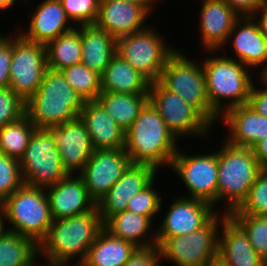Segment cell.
<instances>
[{
	"label": "cell",
	"mask_w": 267,
	"mask_h": 266,
	"mask_svg": "<svg viewBox=\"0 0 267 266\" xmlns=\"http://www.w3.org/2000/svg\"><path fill=\"white\" fill-rule=\"evenodd\" d=\"M179 141L163 118L148 102L125 132L124 148L131 164H147L157 171L169 167L179 149Z\"/></svg>",
	"instance_id": "6da1fadb"
},
{
	"label": "cell",
	"mask_w": 267,
	"mask_h": 266,
	"mask_svg": "<svg viewBox=\"0 0 267 266\" xmlns=\"http://www.w3.org/2000/svg\"><path fill=\"white\" fill-rule=\"evenodd\" d=\"M226 50L224 55L217 54L219 50H202L209 56L201 60L209 102L220 117L232 107L248 104L255 83L251 76L253 70L225 56Z\"/></svg>",
	"instance_id": "7a4b0ae2"
},
{
	"label": "cell",
	"mask_w": 267,
	"mask_h": 266,
	"mask_svg": "<svg viewBox=\"0 0 267 266\" xmlns=\"http://www.w3.org/2000/svg\"><path fill=\"white\" fill-rule=\"evenodd\" d=\"M85 102L61 71L47 68L38 90L25 102V115L36 129H49L78 118Z\"/></svg>",
	"instance_id": "3957f363"
},
{
	"label": "cell",
	"mask_w": 267,
	"mask_h": 266,
	"mask_svg": "<svg viewBox=\"0 0 267 266\" xmlns=\"http://www.w3.org/2000/svg\"><path fill=\"white\" fill-rule=\"evenodd\" d=\"M102 229L97 206L84 214L53 220L47 236L38 245L39 254L53 260L76 258L83 262Z\"/></svg>",
	"instance_id": "277c9868"
},
{
	"label": "cell",
	"mask_w": 267,
	"mask_h": 266,
	"mask_svg": "<svg viewBox=\"0 0 267 266\" xmlns=\"http://www.w3.org/2000/svg\"><path fill=\"white\" fill-rule=\"evenodd\" d=\"M218 150L217 205L223 213L238 209L247 199L251 186L262 170L252 148L237 147L222 139Z\"/></svg>",
	"instance_id": "5b68a950"
},
{
	"label": "cell",
	"mask_w": 267,
	"mask_h": 266,
	"mask_svg": "<svg viewBox=\"0 0 267 266\" xmlns=\"http://www.w3.org/2000/svg\"><path fill=\"white\" fill-rule=\"evenodd\" d=\"M177 49L167 60L158 82L167 90L178 94L194 106L213 126L220 116L211 108L202 62L192 60Z\"/></svg>",
	"instance_id": "8992f818"
},
{
	"label": "cell",
	"mask_w": 267,
	"mask_h": 266,
	"mask_svg": "<svg viewBox=\"0 0 267 266\" xmlns=\"http://www.w3.org/2000/svg\"><path fill=\"white\" fill-rule=\"evenodd\" d=\"M1 206L9 221L8 230L29 237L38 245L47 236L53 218L45 189L23 184Z\"/></svg>",
	"instance_id": "52a82bcc"
},
{
	"label": "cell",
	"mask_w": 267,
	"mask_h": 266,
	"mask_svg": "<svg viewBox=\"0 0 267 266\" xmlns=\"http://www.w3.org/2000/svg\"><path fill=\"white\" fill-rule=\"evenodd\" d=\"M227 215L220 210L202 228L166 239L158 247L162 261H171L175 266H209L218 262L219 230Z\"/></svg>",
	"instance_id": "ba28073f"
},
{
	"label": "cell",
	"mask_w": 267,
	"mask_h": 266,
	"mask_svg": "<svg viewBox=\"0 0 267 266\" xmlns=\"http://www.w3.org/2000/svg\"><path fill=\"white\" fill-rule=\"evenodd\" d=\"M151 27L116 39V52L150 83H154L178 48L171 47L163 34Z\"/></svg>",
	"instance_id": "9c48e42d"
},
{
	"label": "cell",
	"mask_w": 267,
	"mask_h": 266,
	"mask_svg": "<svg viewBox=\"0 0 267 266\" xmlns=\"http://www.w3.org/2000/svg\"><path fill=\"white\" fill-rule=\"evenodd\" d=\"M24 184L46 189L64 179L68 172L61 163L55 138L48 129H36L19 160Z\"/></svg>",
	"instance_id": "30bf717a"
},
{
	"label": "cell",
	"mask_w": 267,
	"mask_h": 266,
	"mask_svg": "<svg viewBox=\"0 0 267 266\" xmlns=\"http://www.w3.org/2000/svg\"><path fill=\"white\" fill-rule=\"evenodd\" d=\"M149 102L163 118L174 137L206 139L213 125L191 104L178 94L165 89L158 81L150 83Z\"/></svg>",
	"instance_id": "8fae6325"
},
{
	"label": "cell",
	"mask_w": 267,
	"mask_h": 266,
	"mask_svg": "<svg viewBox=\"0 0 267 266\" xmlns=\"http://www.w3.org/2000/svg\"><path fill=\"white\" fill-rule=\"evenodd\" d=\"M218 149L216 152L189 155L177 150L170 168L187 188L188 198L211 203L217 208Z\"/></svg>",
	"instance_id": "7c38bea8"
},
{
	"label": "cell",
	"mask_w": 267,
	"mask_h": 266,
	"mask_svg": "<svg viewBox=\"0 0 267 266\" xmlns=\"http://www.w3.org/2000/svg\"><path fill=\"white\" fill-rule=\"evenodd\" d=\"M16 33H12L9 87L26 102L38 90L47 69L46 48Z\"/></svg>",
	"instance_id": "4fadbf2b"
},
{
	"label": "cell",
	"mask_w": 267,
	"mask_h": 266,
	"mask_svg": "<svg viewBox=\"0 0 267 266\" xmlns=\"http://www.w3.org/2000/svg\"><path fill=\"white\" fill-rule=\"evenodd\" d=\"M179 195L171 203L165 217L156 230V243L159 247L169 237L187 235L205 226L218 212L204 200Z\"/></svg>",
	"instance_id": "5bb4252c"
},
{
	"label": "cell",
	"mask_w": 267,
	"mask_h": 266,
	"mask_svg": "<svg viewBox=\"0 0 267 266\" xmlns=\"http://www.w3.org/2000/svg\"><path fill=\"white\" fill-rule=\"evenodd\" d=\"M130 164L125 148L94 150L79 175L89 195L97 203L122 177Z\"/></svg>",
	"instance_id": "9a60e30c"
},
{
	"label": "cell",
	"mask_w": 267,
	"mask_h": 266,
	"mask_svg": "<svg viewBox=\"0 0 267 266\" xmlns=\"http://www.w3.org/2000/svg\"><path fill=\"white\" fill-rule=\"evenodd\" d=\"M157 172L147 164H130L122 177L96 203L102 223L126 210L129 199L147 187L158 176Z\"/></svg>",
	"instance_id": "2e32d148"
},
{
	"label": "cell",
	"mask_w": 267,
	"mask_h": 266,
	"mask_svg": "<svg viewBox=\"0 0 267 266\" xmlns=\"http://www.w3.org/2000/svg\"><path fill=\"white\" fill-rule=\"evenodd\" d=\"M228 44L235 53L233 57H227L241 62L249 69L256 71L258 67L260 69L267 64V39L254 16H243L235 22L226 44L219 52Z\"/></svg>",
	"instance_id": "e0dca14e"
},
{
	"label": "cell",
	"mask_w": 267,
	"mask_h": 266,
	"mask_svg": "<svg viewBox=\"0 0 267 266\" xmlns=\"http://www.w3.org/2000/svg\"><path fill=\"white\" fill-rule=\"evenodd\" d=\"M48 130L55 138L64 169L68 174H79L94 152L84 122L78 117Z\"/></svg>",
	"instance_id": "ac0fdd59"
},
{
	"label": "cell",
	"mask_w": 267,
	"mask_h": 266,
	"mask_svg": "<svg viewBox=\"0 0 267 266\" xmlns=\"http://www.w3.org/2000/svg\"><path fill=\"white\" fill-rule=\"evenodd\" d=\"M45 190L53 220L84 214L96 207L79 174H68Z\"/></svg>",
	"instance_id": "d6986e66"
},
{
	"label": "cell",
	"mask_w": 267,
	"mask_h": 266,
	"mask_svg": "<svg viewBox=\"0 0 267 266\" xmlns=\"http://www.w3.org/2000/svg\"><path fill=\"white\" fill-rule=\"evenodd\" d=\"M199 15L202 50H220L240 18L224 0H202Z\"/></svg>",
	"instance_id": "ffe728a7"
},
{
	"label": "cell",
	"mask_w": 267,
	"mask_h": 266,
	"mask_svg": "<svg viewBox=\"0 0 267 266\" xmlns=\"http://www.w3.org/2000/svg\"><path fill=\"white\" fill-rule=\"evenodd\" d=\"M35 7L34 12H31L32 15L29 13L28 28L17 31L25 39L46 45L76 28L68 18L60 0H43Z\"/></svg>",
	"instance_id": "44dd1931"
},
{
	"label": "cell",
	"mask_w": 267,
	"mask_h": 266,
	"mask_svg": "<svg viewBox=\"0 0 267 266\" xmlns=\"http://www.w3.org/2000/svg\"><path fill=\"white\" fill-rule=\"evenodd\" d=\"M149 15L142 6L125 0H100L95 25L118 39L146 28Z\"/></svg>",
	"instance_id": "7402d4cb"
},
{
	"label": "cell",
	"mask_w": 267,
	"mask_h": 266,
	"mask_svg": "<svg viewBox=\"0 0 267 266\" xmlns=\"http://www.w3.org/2000/svg\"><path fill=\"white\" fill-rule=\"evenodd\" d=\"M218 262L222 266H267V261L256 252L246 233L229 215L222 220L219 230Z\"/></svg>",
	"instance_id": "603a6c76"
},
{
	"label": "cell",
	"mask_w": 267,
	"mask_h": 266,
	"mask_svg": "<svg viewBox=\"0 0 267 266\" xmlns=\"http://www.w3.org/2000/svg\"><path fill=\"white\" fill-rule=\"evenodd\" d=\"M219 121L228 129L223 139L233 146L252 148L267 137V117L257 113L249 104L228 109Z\"/></svg>",
	"instance_id": "cb8c5ba5"
},
{
	"label": "cell",
	"mask_w": 267,
	"mask_h": 266,
	"mask_svg": "<svg viewBox=\"0 0 267 266\" xmlns=\"http://www.w3.org/2000/svg\"><path fill=\"white\" fill-rule=\"evenodd\" d=\"M79 117L87 128L94 150L124 148L125 131L97 100L86 101Z\"/></svg>",
	"instance_id": "d4e9b609"
},
{
	"label": "cell",
	"mask_w": 267,
	"mask_h": 266,
	"mask_svg": "<svg viewBox=\"0 0 267 266\" xmlns=\"http://www.w3.org/2000/svg\"><path fill=\"white\" fill-rule=\"evenodd\" d=\"M152 223L154 221L147 216L124 210L110 217L103 228L112 236L129 241L138 248H150L157 246L156 231Z\"/></svg>",
	"instance_id": "484cf974"
},
{
	"label": "cell",
	"mask_w": 267,
	"mask_h": 266,
	"mask_svg": "<svg viewBox=\"0 0 267 266\" xmlns=\"http://www.w3.org/2000/svg\"><path fill=\"white\" fill-rule=\"evenodd\" d=\"M81 63L100 75L117 54L116 39L95 24L80 26Z\"/></svg>",
	"instance_id": "4316f807"
},
{
	"label": "cell",
	"mask_w": 267,
	"mask_h": 266,
	"mask_svg": "<svg viewBox=\"0 0 267 266\" xmlns=\"http://www.w3.org/2000/svg\"><path fill=\"white\" fill-rule=\"evenodd\" d=\"M102 91L123 94H148L150 82L116 54L101 74Z\"/></svg>",
	"instance_id": "83f0119b"
},
{
	"label": "cell",
	"mask_w": 267,
	"mask_h": 266,
	"mask_svg": "<svg viewBox=\"0 0 267 266\" xmlns=\"http://www.w3.org/2000/svg\"><path fill=\"white\" fill-rule=\"evenodd\" d=\"M137 249L133 243L114 237L103 228L83 263L84 266H124Z\"/></svg>",
	"instance_id": "f1b7e54d"
},
{
	"label": "cell",
	"mask_w": 267,
	"mask_h": 266,
	"mask_svg": "<svg viewBox=\"0 0 267 266\" xmlns=\"http://www.w3.org/2000/svg\"><path fill=\"white\" fill-rule=\"evenodd\" d=\"M97 101L126 132L149 102L148 94H123L102 91Z\"/></svg>",
	"instance_id": "f546056e"
},
{
	"label": "cell",
	"mask_w": 267,
	"mask_h": 266,
	"mask_svg": "<svg viewBox=\"0 0 267 266\" xmlns=\"http://www.w3.org/2000/svg\"><path fill=\"white\" fill-rule=\"evenodd\" d=\"M47 68L56 71L81 63L80 26L45 45Z\"/></svg>",
	"instance_id": "4dcf8cb0"
},
{
	"label": "cell",
	"mask_w": 267,
	"mask_h": 266,
	"mask_svg": "<svg viewBox=\"0 0 267 266\" xmlns=\"http://www.w3.org/2000/svg\"><path fill=\"white\" fill-rule=\"evenodd\" d=\"M38 253V244L29 237L10 230L0 237V266H29Z\"/></svg>",
	"instance_id": "1f68e13d"
},
{
	"label": "cell",
	"mask_w": 267,
	"mask_h": 266,
	"mask_svg": "<svg viewBox=\"0 0 267 266\" xmlns=\"http://www.w3.org/2000/svg\"><path fill=\"white\" fill-rule=\"evenodd\" d=\"M36 130L34 124L24 115L18 121L0 128V153L20 160Z\"/></svg>",
	"instance_id": "d6a6232c"
},
{
	"label": "cell",
	"mask_w": 267,
	"mask_h": 266,
	"mask_svg": "<svg viewBox=\"0 0 267 266\" xmlns=\"http://www.w3.org/2000/svg\"><path fill=\"white\" fill-rule=\"evenodd\" d=\"M67 82L85 101L97 100L102 92L101 75L79 63L61 70Z\"/></svg>",
	"instance_id": "836d02e7"
},
{
	"label": "cell",
	"mask_w": 267,
	"mask_h": 266,
	"mask_svg": "<svg viewBox=\"0 0 267 266\" xmlns=\"http://www.w3.org/2000/svg\"><path fill=\"white\" fill-rule=\"evenodd\" d=\"M228 215L243 229L256 252L267 261V216Z\"/></svg>",
	"instance_id": "e575fe53"
},
{
	"label": "cell",
	"mask_w": 267,
	"mask_h": 266,
	"mask_svg": "<svg viewBox=\"0 0 267 266\" xmlns=\"http://www.w3.org/2000/svg\"><path fill=\"white\" fill-rule=\"evenodd\" d=\"M229 214L267 216V169H262L251 186L247 199Z\"/></svg>",
	"instance_id": "d590c367"
},
{
	"label": "cell",
	"mask_w": 267,
	"mask_h": 266,
	"mask_svg": "<svg viewBox=\"0 0 267 266\" xmlns=\"http://www.w3.org/2000/svg\"><path fill=\"white\" fill-rule=\"evenodd\" d=\"M156 178L141 192L135 194L128 201L127 209L135 214L149 217L152 221L156 217L157 213L162 210L161 194L155 189L154 182Z\"/></svg>",
	"instance_id": "8d00e7d4"
},
{
	"label": "cell",
	"mask_w": 267,
	"mask_h": 266,
	"mask_svg": "<svg viewBox=\"0 0 267 266\" xmlns=\"http://www.w3.org/2000/svg\"><path fill=\"white\" fill-rule=\"evenodd\" d=\"M23 184L19 160L0 153V205Z\"/></svg>",
	"instance_id": "74e56055"
},
{
	"label": "cell",
	"mask_w": 267,
	"mask_h": 266,
	"mask_svg": "<svg viewBox=\"0 0 267 266\" xmlns=\"http://www.w3.org/2000/svg\"><path fill=\"white\" fill-rule=\"evenodd\" d=\"M60 2L68 18L75 26L96 23L100 0H60Z\"/></svg>",
	"instance_id": "f35d334b"
},
{
	"label": "cell",
	"mask_w": 267,
	"mask_h": 266,
	"mask_svg": "<svg viewBox=\"0 0 267 266\" xmlns=\"http://www.w3.org/2000/svg\"><path fill=\"white\" fill-rule=\"evenodd\" d=\"M25 115V101L10 87L0 88V128Z\"/></svg>",
	"instance_id": "ab89813d"
},
{
	"label": "cell",
	"mask_w": 267,
	"mask_h": 266,
	"mask_svg": "<svg viewBox=\"0 0 267 266\" xmlns=\"http://www.w3.org/2000/svg\"><path fill=\"white\" fill-rule=\"evenodd\" d=\"M12 59V33L0 34V88L9 87L10 66Z\"/></svg>",
	"instance_id": "60d3db41"
},
{
	"label": "cell",
	"mask_w": 267,
	"mask_h": 266,
	"mask_svg": "<svg viewBox=\"0 0 267 266\" xmlns=\"http://www.w3.org/2000/svg\"><path fill=\"white\" fill-rule=\"evenodd\" d=\"M159 248H138L124 266H161Z\"/></svg>",
	"instance_id": "b9f144b4"
},
{
	"label": "cell",
	"mask_w": 267,
	"mask_h": 266,
	"mask_svg": "<svg viewBox=\"0 0 267 266\" xmlns=\"http://www.w3.org/2000/svg\"><path fill=\"white\" fill-rule=\"evenodd\" d=\"M240 16H255L262 9V0H224Z\"/></svg>",
	"instance_id": "7bdbcfd3"
},
{
	"label": "cell",
	"mask_w": 267,
	"mask_h": 266,
	"mask_svg": "<svg viewBox=\"0 0 267 266\" xmlns=\"http://www.w3.org/2000/svg\"><path fill=\"white\" fill-rule=\"evenodd\" d=\"M248 104L257 113L267 117V90L257 87L254 84L249 96Z\"/></svg>",
	"instance_id": "ee69618b"
},
{
	"label": "cell",
	"mask_w": 267,
	"mask_h": 266,
	"mask_svg": "<svg viewBox=\"0 0 267 266\" xmlns=\"http://www.w3.org/2000/svg\"><path fill=\"white\" fill-rule=\"evenodd\" d=\"M252 150L262 169H267V137L258 141Z\"/></svg>",
	"instance_id": "f6af8a7d"
},
{
	"label": "cell",
	"mask_w": 267,
	"mask_h": 266,
	"mask_svg": "<svg viewBox=\"0 0 267 266\" xmlns=\"http://www.w3.org/2000/svg\"><path fill=\"white\" fill-rule=\"evenodd\" d=\"M45 261L44 264L39 265V266H84V263L81 261H77L75 264L70 263L71 261L67 260H53L49 259L47 257H44Z\"/></svg>",
	"instance_id": "bcb514c9"
},
{
	"label": "cell",
	"mask_w": 267,
	"mask_h": 266,
	"mask_svg": "<svg viewBox=\"0 0 267 266\" xmlns=\"http://www.w3.org/2000/svg\"><path fill=\"white\" fill-rule=\"evenodd\" d=\"M125 1L142 6L150 14L154 9L152 6H154L158 0H125Z\"/></svg>",
	"instance_id": "7dc6e473"
},
{
	"label": "cell",
	"mask_w": 267,
	"mask_h": 266,
	"mask_svg": "<svg viewBox=\"0 0 267 266\" xmlns=\"http://www.w3.org/2000/svg\"><path fill=\"white\" fill-rule=\"evenodd\" d=\"M254 17L257 19L261 31L267 39V15L262 10H260Z\"/></svg>",
	"instance_id": "c3c4849f"
},
{
	"label": "cell",
	"mask_w": 267,
	"mask_h": 266,
	"mask_svg": "<svg viewBox=\"0 0 267 266\" xmlns=\"http://www.w3.org/2000/svg\"><path fill=\"white\" fill-rule=\"evenodd\" d=\"M261 70L256 71L258 74V82L259 84L261 83L263 89L267 90V64L262 66V68H260Z\"/></svg>",
	"instance_id": "681fc988"
},
{
	"label": "cell",
	"mask_w": 267,
	"mask_h": 266,
	"mask_svg": "<svg viewBox=\"0 0 267 266\" xmlns=\"http://www.w3.org/2000/svg\"><path fill=\"white\" fill-rule=\"evenodd\" d=\"M6 216H5V211L3 207L0 205V237L8 231V228H6Z\"/></svg>",
	"instance_id": "f907efd6"
},
{
	"label": "cell",
	"mask_w": 267,
	"mask_h": 266,
	"mask_svg": "<svg viewBox=\"0 0 267 266\" xmlns=\"http://www.w3.org/2000/svg\"><path fill=\"white\" fill-rule=\"evenodd\" d=\"M17 1L19 0H0V12L8 10L10 7L12 8L13 5L17 4Z\"/></svg>",
	"instance_id": "816d5d0a"
},
{
	"label": "cell",
	"mask_w": 267,
	"mask_h": 266,
	"mask_svg": "<svg viewBox=\"0 0 267 266\" xmlns=\"http://www.w3.org/2000/svg\"><path fill=\"white\" fill-rule=\"evenodd\" d=\"M261 10L267 15V0H262V9Z\"/></svg>",
	"instance_id": "f5cc1de1"
},
{
	"label": "cell",
	"mask_w": 267,
	"mask_h": 266,
	"mask_svg": "<svg viewBox=\"0 0 267 266\" xmlns=\"http://www.w3.org/2000/svg\"><path fill=\"white\" fill-rule=\"evenodd\" d=\"M40 257L42 258V256L38 253L35 261L33 263H31L29 266H39L40 263L38 262V260L40 259Z\"/></svg>",
	"instance_id": "db71d44e"
},
{
	"label": "cell",
	"mask_w": 267,
	"mask_h": 266,
	"mask_svg": "<svg viewBox=\"0 0 267 266\" xmlns=\"http://www.w3.org/2000/svg\"><path fill=\"white\" fill-rule=\"evenodd\" d=\"M209 266H222V265L219 262H215L214 264L209 265Z\"/></svg>",
	"instance_id": "11a10c76"
}]
</instances>
